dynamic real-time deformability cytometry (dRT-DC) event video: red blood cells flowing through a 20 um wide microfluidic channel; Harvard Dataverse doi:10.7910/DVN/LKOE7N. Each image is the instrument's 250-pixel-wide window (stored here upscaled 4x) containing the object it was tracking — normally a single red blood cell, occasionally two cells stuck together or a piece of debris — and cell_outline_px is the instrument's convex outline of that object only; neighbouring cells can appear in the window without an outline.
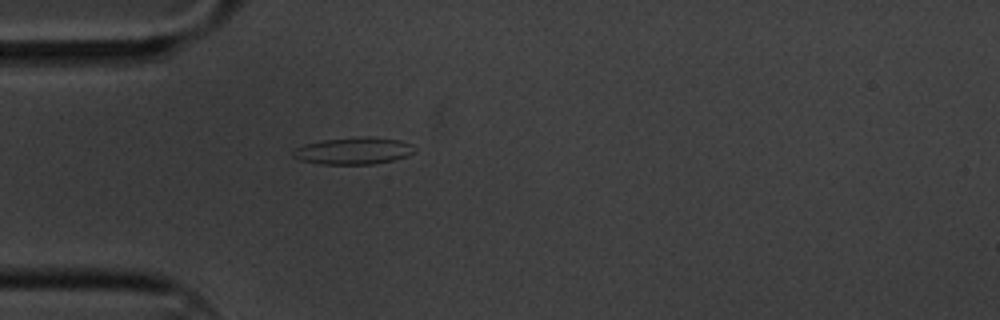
{"species": "common noctule bat (a hibernating species)", "species_latin": "Nyctalus noctula", "temperature_condition": "cold", "stored_images_in_passage": 3, "camera_frame_rate_fps": 3000, "um_per_image_px": 0.085, "animal": {"sex": "male", "body_mass_g": 20.1, "forearm_length_mm": 53.5}, "frame": {"image": 1, "passage_image": 3, "time_ms": 0.667, "image_size_px": [1000, 320], "cell_outline_px": [[416, 152], [408, 156], [392, 160], [372, 164], [320, 164], [300, 160], [292, 156], [292, 152], [296, 148], [304, 144], [324, 140], [360, 136], [368, 136], [400, 140], [412, 144], [416, 148]], "centroid_in_image_um": [30.08, 12.81], "position_along_channel_um": 54.9, "area_um2": 19.25}}